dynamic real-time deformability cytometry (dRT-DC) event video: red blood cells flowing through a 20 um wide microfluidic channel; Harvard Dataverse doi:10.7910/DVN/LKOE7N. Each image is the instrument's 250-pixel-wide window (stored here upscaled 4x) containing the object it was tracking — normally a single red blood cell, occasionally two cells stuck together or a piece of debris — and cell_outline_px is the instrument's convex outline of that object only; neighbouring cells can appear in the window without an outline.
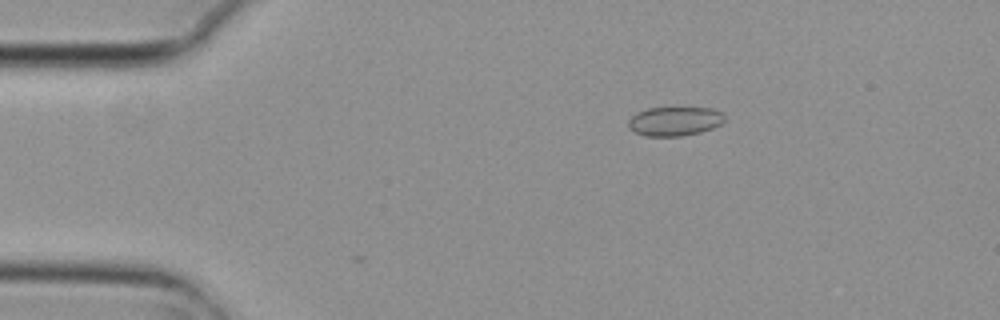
{"species": "common noctule bat (a hibernating species)", "species_latin": "Nyctalus noctula", "temperature_condition": "cold", "stored_images_in_passage": 4, "camera_frame_rate_fps": 3000, "um_per_image_px": 0.085, "animal": {"sex": "female", "body_mass_g": 29.2, "forearm_length_mm": 56.3}, "frame": {"image": 1, "passage_image": 2, "time_ms": 0.333, "image_size_px": [1000, 320], "cell_outline_px": [[724, 120], [720, 124], [712, 128], [700, 132], [684, 136], [644, 136], [628, 128], [628, 120], [636, 112], [648, 108], [712, 108], [724, 112]], "centroid_in_image_um": [57.34, 10.3], "position_along_channel_um": 27.7, "area_um2": 16.42}}
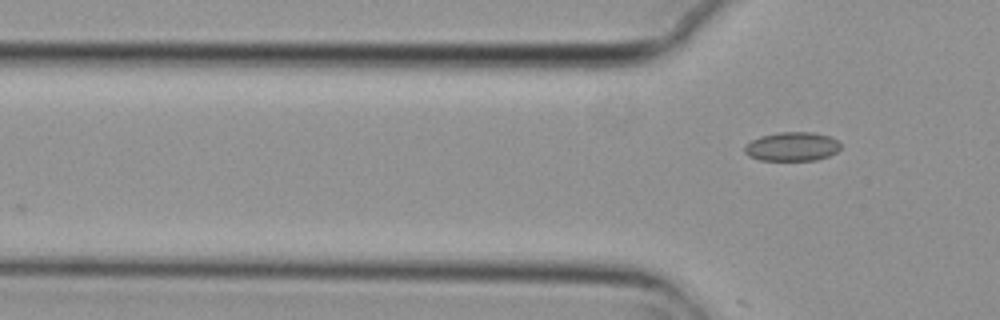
{"frame": {"image": 2, "passage_image": 4, "time_ms": 1.0, "image_size_px": [1000, 320], "cell_outline_px": [[840, 148], [836, 152], [828, 156], [816, 160], [760, 160], [748, 156], [744, 152], [744, 148], [752, 140], [760, 136], [780, 132], [812, 132], [828, 136], [836, 140], [840, 144]], "centroid_in_image_um": [67.31, 12.46], "position_along_channel_um": 58.5, "area_um2": 16.07}}